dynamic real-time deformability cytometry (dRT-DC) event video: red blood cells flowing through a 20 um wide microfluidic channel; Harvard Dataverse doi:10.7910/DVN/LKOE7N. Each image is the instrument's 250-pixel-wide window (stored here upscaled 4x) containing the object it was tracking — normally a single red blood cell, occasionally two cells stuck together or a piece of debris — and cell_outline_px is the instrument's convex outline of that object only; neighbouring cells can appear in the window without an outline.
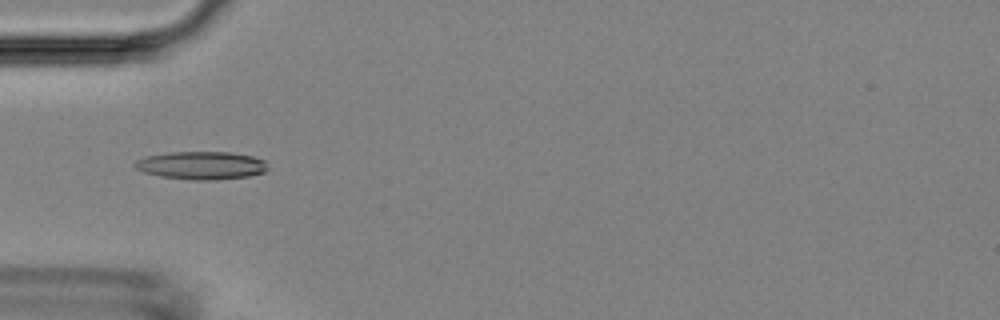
{"species": "Egyptian fruit bat (a non-hibernating species)", "species_latin": "Rousettus aegyptiacus", "temperature_condition": "room temperature", "stored_images_in_passage": 34, "camera_frame_rate_fps": 3000, "um_per_image_px": 0.085, "animal": {"sex": "female"}, "frame": {"image": 1, "passage_image": 5, "time_ms": 1.333, "image_size_px": [1000, 320], "cell_outline_px": [[268, 168], [264, 172], [248, 176], [216, 180], [192, 180], [160, 176], [144, 172], [136, 168], [132, 164], [136, 160], [144, 156], [168, 152], [232, 152], [252, 156], [264, 160]], "centroid_in_image_um": [17.09, 14.05], "position_along_channel_um": 67.9, "area_um2": 21.79}}
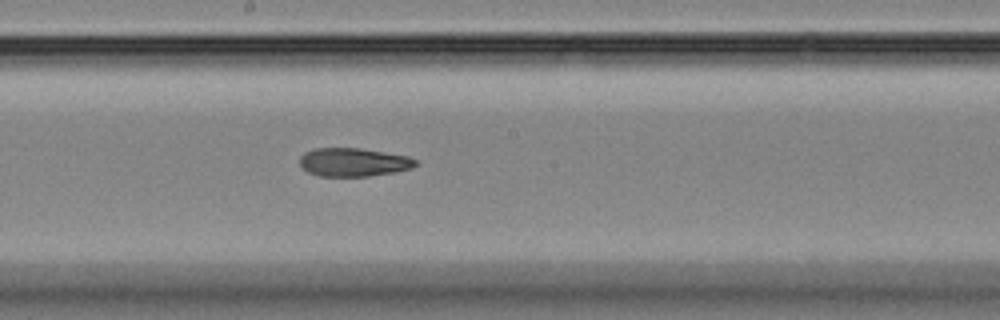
{"frame": {"image": 2, "passage_image": 16, "time_ms": 5.0, "image_size_px": [1000, 320], "cell_outline_px": [[420, 164], [412, 168], [396, 172], [368, 176], [320, 176], [308, 172], [300, 168], [300, 156], [304, 152], [316, 148], [360, 148], [408, 156], [416, 160]], "centroid_in_image_um": [30.05, 13.79], "position_along_channel_um": 218.2, "area_um2": 19.36}}
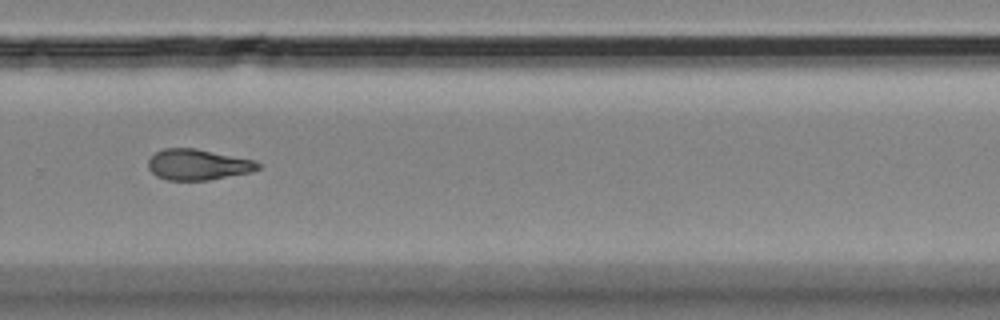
{"frame": {"image": 3, "passage_image": 23, "time_ms": 7.333, "image_size_px": [1000, 320], "cell_outline_px": [[264, 164], [260, 168], [252, 172], [208, 180], [168, 180], [156, 176], [148, 168], [148, 160], [156, 152], [164, 148], [196, 148], [256, 160]], "centroid_in_image_um": [16.87, 13.99], "position_along_channel_um": 312.9, "area_um2": 19.94}}